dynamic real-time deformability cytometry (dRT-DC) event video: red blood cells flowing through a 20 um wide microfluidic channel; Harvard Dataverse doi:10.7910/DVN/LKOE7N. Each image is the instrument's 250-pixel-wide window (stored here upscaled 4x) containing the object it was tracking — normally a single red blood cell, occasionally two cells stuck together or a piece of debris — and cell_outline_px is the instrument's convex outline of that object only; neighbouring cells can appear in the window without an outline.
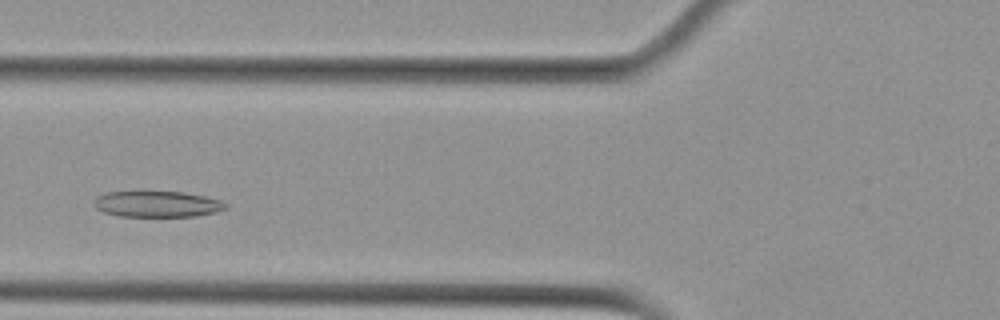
{"species": "Egyptian fruit bat (a non-hibernating species)", "species_latin": "Rousettus aegyptiacus", "temperature_condition": "cold", "stored_images_in_passage": 3, "camera_frame_rate_fps": 3000, "um_per_image_px": 0.085, "animal": {"sex": "female"}, "frame": {"image": 1, "passage_image": 3, "time_ms": 0.667, "image_size_px": [1000, 320], "cell_outline_px": [[228, 208], [216, 212], [196, 216], [120, 216], [104, 212], [96, 208], [92, 204], [92, 200], [96, 196], [104, 192], [184, 192], [204, 196], [220, 200], [228, 204]], "centroid_in_image_um": [13.34, 17.34], "position_along_channel_um": 112.5, "area_um2": 20.06}}